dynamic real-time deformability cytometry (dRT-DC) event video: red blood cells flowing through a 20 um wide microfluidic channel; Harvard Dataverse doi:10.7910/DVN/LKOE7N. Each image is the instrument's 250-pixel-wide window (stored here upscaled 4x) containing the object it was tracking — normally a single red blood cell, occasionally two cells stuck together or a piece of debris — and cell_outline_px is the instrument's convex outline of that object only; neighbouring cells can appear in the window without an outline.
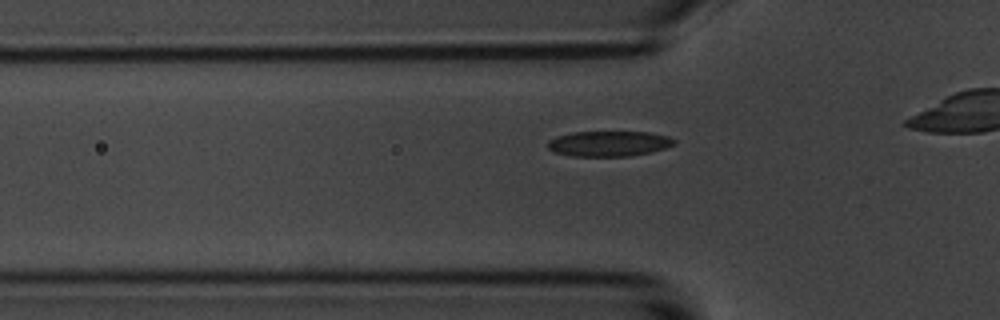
{"species": "common noctule bat (a hibernating species)", "species_latin": "Nyctalus noctula", "temperature_condition": "room temperature", "stored_images_in_passage": 27, "camera_frame_rate_fps": 3000, "um_per_image_px": 0.085, "animal": {"sex": "male", "body_mass_g": 20.1, "forearm_length_mm": 53.5}, "frame": {"image": 1, "passage_image": 14, "time_ms": 4.333, "image_size_px": [1000, 320], "cell_outline_px": [[676, 144], [668, 148], [652, 152], [628, 156], [572, 156], [552, 152], [548, 148], [548, 140], [556, 136], [572, 132], [648, 132], [668, 136], [676, 140]], "centroid_in_image_um": [51.77, 12.21], "position_along_channel_um": 74.0, "area_um2": 18.9}}
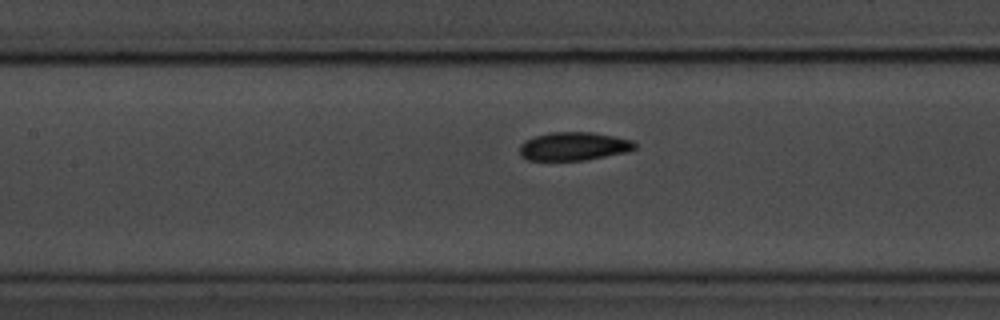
{"frame": {"image": 2, "passage_image": 21, "time_ms": 6.667, "image_size_px": [1000, 320], "cell_outline_px": [[636, 148], [628, 152], [584, 160], [528, 160], [520, 156], [520, 144], [524, 140], [548, 132], [592, 132], [632, 140], [636, 144]], "centroid_in_image_um": [48.75, 12.43], "position_along_channel_um": 158.6, "area_um2": 19.07}}
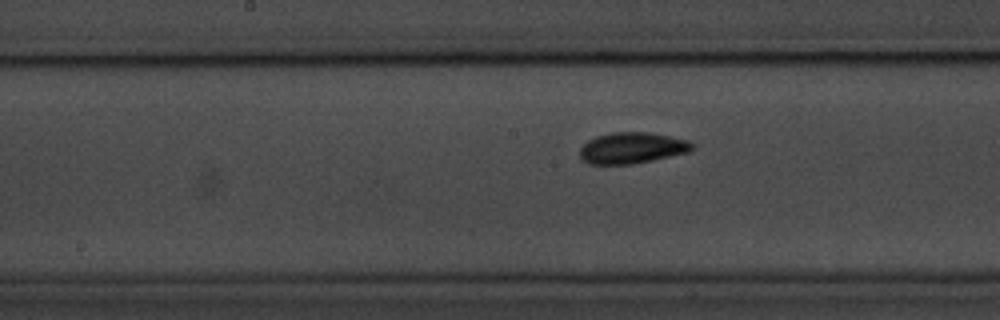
{"frame": {"image": 3, "passage_image": 24, "time_ms": 7.667, "image_size_px": [1000, 320], "cell_outline_px": [[696, 148], [688, 152], [652, 160], [632, 164], [588, 164], [580, 156], [580, 148], [588, 140], [596, 136], [612, 132], [648, 132], [688, 140]], "centroid_in_image_um": [53.71, 12.57], "position_along_channel_um": 194.5, "area_um2": 20.29}}